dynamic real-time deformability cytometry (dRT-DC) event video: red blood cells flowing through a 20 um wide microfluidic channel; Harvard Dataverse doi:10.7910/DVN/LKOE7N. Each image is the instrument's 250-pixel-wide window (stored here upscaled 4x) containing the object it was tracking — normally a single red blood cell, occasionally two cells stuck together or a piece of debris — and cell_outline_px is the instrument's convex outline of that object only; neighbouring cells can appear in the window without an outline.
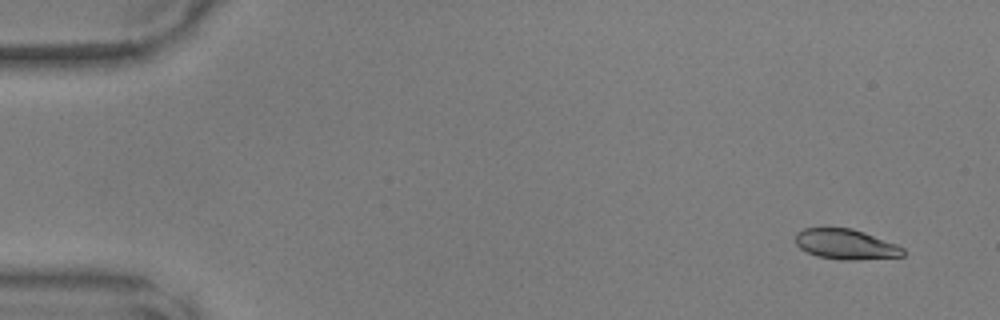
{"species": "common noctule bat (a hibernating species)", "species_latin": "Nyctalus noctula", "temperature_condition": "warm", "stored_images_in_passage": 50, "camera_frame_rate_fps": 3000, "um_per_image_px": 0.085, "animal": {"sex": "male", "body_mass_g": 17.9, "forearm_length_mm": 54.2}, "frame": {"image": 1, "passage_image": 4, "time_ms": 1.0, "image_size_px": [1000, 320], "cell_outline_px": [[904, 256], [856, 260], [840, 260], [816, 256], [800, 248], [796, 244], [796, 232], [804, 228], [852, 228], [864, 232], [896, 244], [904, 248]], "centroid_in_image_um": [71.89, 20.77], "position_along_channel_um": 13.1, "area_um2": 18.96}}
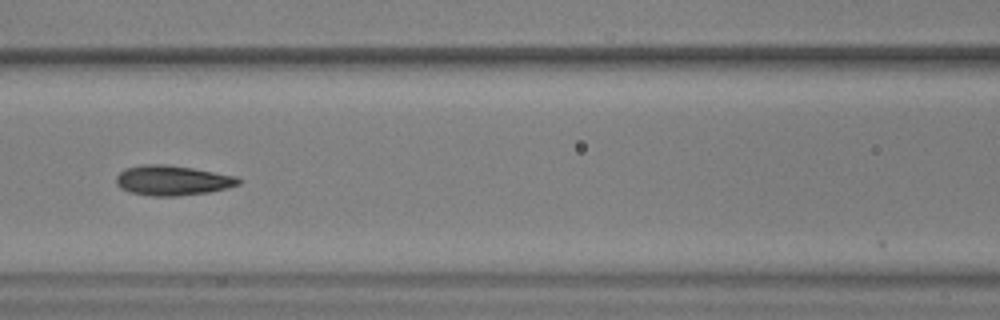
{"frame": {"image": 2, "passage_image": 23, "time_ms": 7.333, "image_size_px": [1000, 320], "cell_outline_px": [[240, 184], [208, 192], [176, 196], [152, 196], [128, 192], [120, 188], [116, 184], [116, 176], [124, 168], [144, 164], [164, 164], [192, 168], [236, 176], [240, 180]], "centroid_in_image_um": [14.59, 15.33], "position_along_channel_um": 152.0, "area_um2": 21.27}}
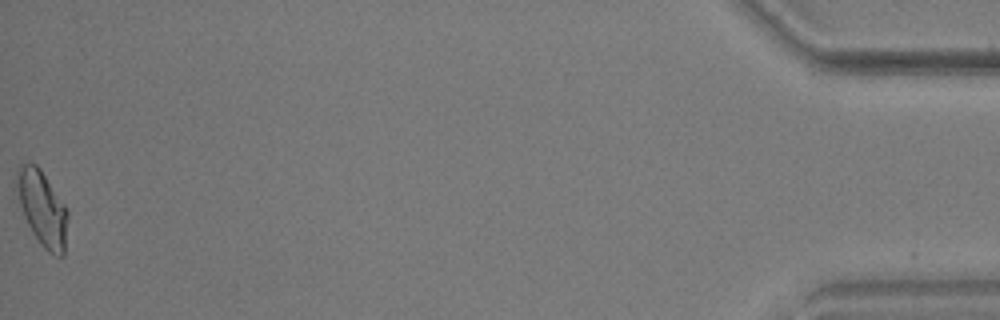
{"frame": {"image": 3, "passage_image": 50, "time_ms": 16.333, "image_size_px": [1000, 320], "cell_outline_px": [[68, 216], [64, 256], [56, 256], [48, 252], [40, 244], [32, 232], [24, 216], [20, 204], [16, 184], [16, 172], [20, 164], [28, 160], [36, 164], [40, 168], [64, 204], [68, 212]], "centroid_in_image_um": [3.59, 17.69], "position_along_channel_um": 431.6, "area_um2": 22.37}}